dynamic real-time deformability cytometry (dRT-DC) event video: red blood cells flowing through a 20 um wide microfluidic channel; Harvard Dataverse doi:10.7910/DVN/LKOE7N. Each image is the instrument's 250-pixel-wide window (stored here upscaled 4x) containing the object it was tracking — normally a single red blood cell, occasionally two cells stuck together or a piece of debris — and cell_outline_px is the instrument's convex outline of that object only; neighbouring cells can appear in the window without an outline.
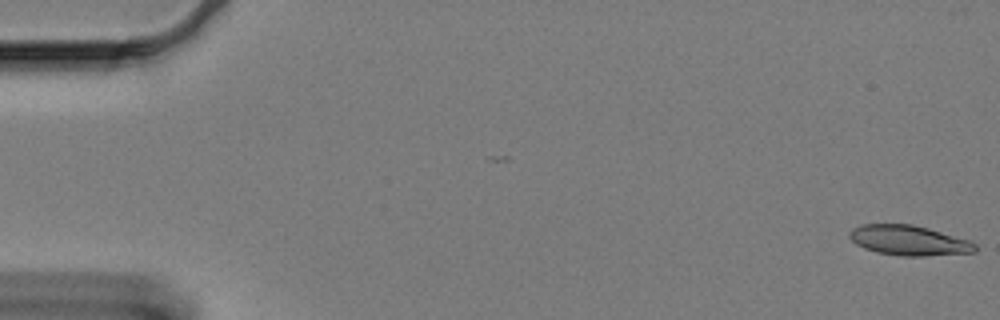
{"species": "Egyptian fruit bat (a non-hibernating species)", "species_latin": "Rousettus aegyptiacus", "temperature_condition": "cold", "stored_images_in_passage": 61, "camera_frame_rate_fps": 3000, "um_per_image_px": 0.085, "animal": {"sex": "female"}, "frame": {"image": 1, "passage_image": 1, "time_ms": 0.0, "image_size_px": [1000, 320], "cell_outline_px": [[976, 252], [924, 256], [900, 256], [876, 252], [864, 248], [856, 244], [848, 236], [848, 232], [852, 228], [860, 224], [912, 224], [928, 228], [968, 240], [976, 244]], "centroid_in_image_um": [77.21, 20.43], "position_along_channel_um": 7.8, "area_um2": 22.02}}
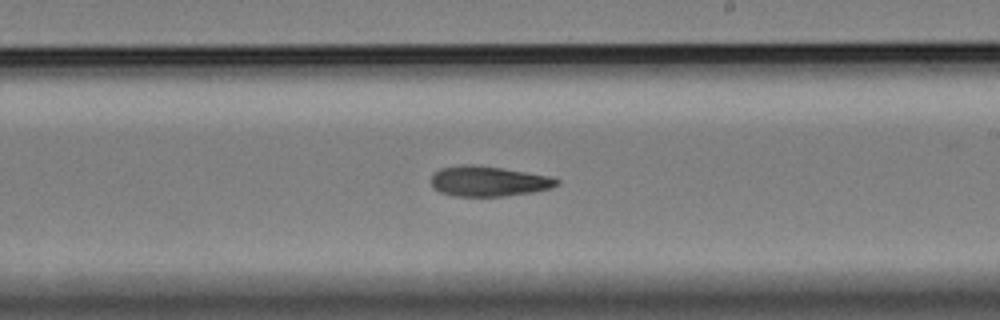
{"frame": {"image": 2, "passage_image": 36, "time_ms": 11.667, "image_size_px": [1000, 320], "cell_outline_px": [[560, 184], [552, 188], [532, 192], [504, 196], [452, 196], [440, 192], [432, 188], [432, 172], [440, 168], [460, 164], [472, 164], [500, 168], [548, 176], [560, 180]], "centroid_in_image_um": [41.48, 15.41], "position_along_channel_um": 247.5, "area_um2": 22.2}}
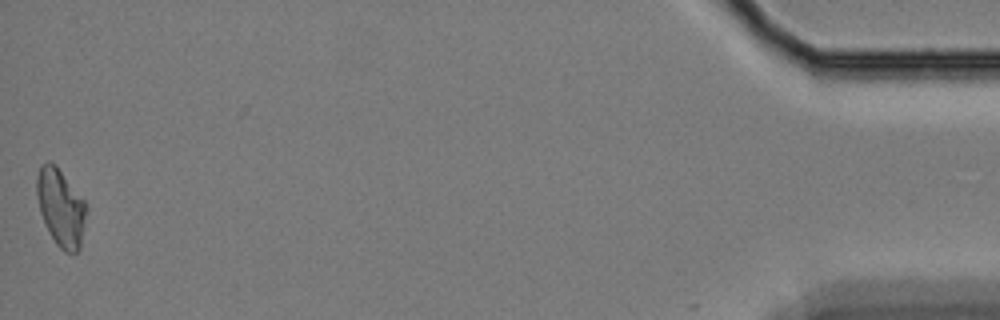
{"frame": {"image": 3, "passage_image": 61, "time_ms": 20.0, "image_size_px": [1000, 320], "cell_outline_px": [[88, 208], [80, 248], [76, 252], [64, 252], [56, 244], [40, 212], [36, 196], [36, 176], [40, 164], [48, 160], [56, 164], [84, 200]], "centroid_in_image_um": [5.16, 17.59], "position_along_channel_um": 430.0, "area_um2": 22.48}, "authors_computed_cell_mechanics": {"area_um2": 22.4842, "velocity_mm_per_s": 3.2753, "shape_relaxation_time_tau1_ms": null, "shape_relaxation_time_tau2_ms": 11.0995, "deformation_change_tau1": null, "deformation_change_tau2": 0.1918}}